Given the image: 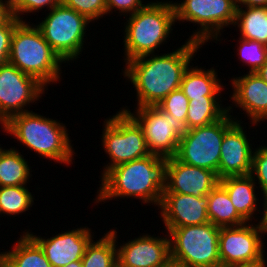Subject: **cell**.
Here are the masks:
<instances>
[{
    "label": "cell",
    "mask_w": 267,
    "mask_h": 267,
    "mask_svg": "<svg viewBox=\"0 0 267 267\" xmlns=\"http://www.w3.org/2000/svg\"><path fill=\"white\" fill-rule=\"evenodd\" d=\"M202 46L187 40L174 52L151 54V58L150 54L143 55L125 62L123 75L135 87L137 107L156 106L172 91L179 89L190 61Z\"/></svg>",
    "instance_id": "cell-1"
},
{
    "label": "cell",
    "mask_w": 267,
    "mask_h": 267,
    "mask_svg": "<svg viewBox=\"0 0 267 267\" xmlns=\"http://www.w3.org/2000/svg\"><path fill=\"white\" fill-rule=\"evenodd\" d=\"M101 177L94 203L113 198H136L159 206L166 189L167 158L150 154L109 169Z\"/></svg>",
    "instance_id": "cell-2"
},
{
    "label": "cell",
    "mask_w": 267,
    "mask_h": 267,
    "mask_svg": "<svg viewBox=\"0 0 267 267\" xmlns=\"http://www.w3.org/2000/svg\"><path fill=\"white\" fill-rule=\"evenodd\" d=\"M65 124L33 111L13 115L7 120V134L21 145L57 163L71 164L74 150Z\"/></svg>",
    "instance_id": "cell-3"
},
{
    "label": "cell",
    "mask_w": 267,
    "mask_h": 267,
    "mask_svg": "<svg viewBox=\"0 0 267 267\" xmlns=\"http://www.w3.org/2000/svg\"><path fill=\"white\" fill-rule=\"evenodd\" d=\"M25 22L21 21L15 27L8 63L48 87L51 82L60 80L61 65L65 62L46 42L41 30Z\"/></svg>",
    "instance_id": "cell-4"
},
{
    "label": "cell",
    "mask_w": 267,
    "mask_h": 267,
    "mask_svg": "<svg viewBox=\"0 0 267 267\" xmlns=\"http://www.w3.org/2000/svg\"><path fill=\"white\" fill-rule=\"evenodd\" d=\"M139 11L130 14L124 30V61L156 54L162 43L166 42L175 24V10L171 1L145 2Z\"/></svg>",
    "instance_id": "cell-5"
},
{
    "label": "cell",
    "mask_w": 267,
    "mask_h": 267,
    "mask_svg": "<svg viewBox=\"0 0 267 267\" xmlns=\"http://www.w3.org/2000/svg\"><path fill=\"white\" fill-rule=\"evenodd\" d=\"M165 229L170 239L172 265L221 267L218 249L220 227L208 222Z\"/></svg>",
    "instance_id": "cell-6"
},
{
    "label": "cell",
    "mask_w": 267,
    "mask_h": 267,
    "mask_svg": "<svg viewBox=\"0 0 267 267\" xmlns=\"http://www.w3.org/2000/svg\"><path fill=\"white\" fill-rule=\"evenodd\" d=\"M89 21L85 16L62 3L47 13L44 20L36 25L46 42L66 63L79 58L83 51Z\"/></svg>",
    "instance_id": "cell-7"
},
{
    "label": "cell",
    "mask_w": 267,
    "mask_h": 267,
    "mask_svg": "<svg viewBox=\"0 0 267 267\" xmlns=\"http://www.w3.org/2000/svg\"><path fill=\"white\" fill-rule=\"evenodd\" d=\"M231 109L228 106V113L218 121L188 129L181 136L175 157L187 165L208 169L218 175L224 133L237 119L230 115Z\"/></svg>",
    "instance_id": "cell-8"
},
{
    "label": "cell",
    "mask_w": 267,
    "mask_h": 267,
    "mask_svg": "<svg viewBox=\"0 0 267 267\" xmlns=\"http://www.w3.org/2000/svg\"><path fill=\"white\" fill-rule=\"evenodd\" d=\"M175 21L191 22L200 27L193 31L188 40L205 44L218 39L225 26L233 25L236 15V0H183L173 3Z\"/></svg>",
    "instance_id": "cell-9"
},
{
    "label": "cell",
    "mask_w": 267,
    "mask_h": 267,
    "mask_svg": "<svg viewBox=\"0 0 267 267\" xmlns=\"http://www.w3.org/2000/svg\"><path fill=\"white\" fill-rule=\"evenodd\" d=\"M102 145L110 162L103 168V176L116 165L150 155L141 127L125 111L120 110L104 121Z\"/></svg>",
    "instance_id": "cell-10"
},
{
    "label": "cell",
    "mask_w": 267,
    "mask_h": 267,
    "mask_svg": "<svg viewBox=\"0 0 267 267\" xmlns=\"http://www.w3.org/2000/svg\"><path fill=\"white\" fill-rule=\"evenodd\" d=\"M125 108L121 110L127 112L141 127L151 154L163 158L176 156L181 136L188 130L182 120L174 119L157 105L136 107L134 113Z\"/></svg>",
    "instance_id": "cell-11"
},
{
    "label": "cell",
    "mask_w": 267,
    "mask_h": 267,
    "mask_svg": "<svg viewBox=\"0 0 267 267\" xmlns=\"http://www.w3.org/2000/svg\"><path fill=\"white\" fill-rule=\"evenodd\" d=\"M264 228L257 223H245L240 226L220 227L219 258L221 267L240 264L266 262L264 257Z\"/></svg>",
    "instance_id": "cell-12"
},
{
    "label": "cell",
    "mask_w": 267,
    "mask_h": 267,
    "mask_svg": "<svg viewBox=\"0 0 267 267\" xmlns=\"http://www.w3.org/2000/svg\"><path fill=\"white\" fill-rule=\"evenodd\" d=\"M47 89L35 77L7 63L0 66V116L7 120L13 115L29 112L27 105L41 98Z\"/></svg>",
    "instance_id": "cell-13"
},
{
    "label": "cell",
    "mask_w": 267,
    "mask_h": 267,
    "mask_svg": "<svg viewBox=\"0 0 267 267\" xmlns=\"http://www.w3.org/2000/svg\"><path fill=\"white\" fill-rule=\"evenodd\" d=\"M165 235H140L117 246L118 267H170V239Z\"/></svg>",
    "instance_id": "cell-14"
},
{
    "label": "cell",
    "mask_w": 267,
    "mask_h": 267,
    "mask_svg": "<svg viewBox=\"0 0 267 267\" xmlns=\"http://www.w3.org/2000/svg\"><path fill=\"white\" fill-rule=\"evenodd\" d=\"M220 182L216 172L187 165L175 156L167 158L166 189L163 193L207 196Z\"/></svg>",
    "instance_id": "cell-15"
},
{
    "label": "cell",
    "mask_w": 267,
    "mask_h": 267,
    "mask_svg": "<svg viewBox=\"0 0 267 267\" xmlns=\"http://www.w3.org/2000/svg\"><path fill=\"white\" fill-rule=\"evenodd\" d=\"M241 123L240 120H236L224 133L218 168L220 179L251 173L254 149Z\"/></svg>",
    "instance_id": "cell-16"
},
{
    "label": "cell",
    "mask_w": 267,
    "mask_h": 267,
    "mask_svg": "<svg viewBox=\"0 0 267 267\" xmlns=\"http://www.w3.org/2000/svg\"><path fill=\"white\" fill-rule=\"evenodd\" d=\"M159 208L165 228L210 222L207 214L208 195L196 197L181 193H163Z\"/></svg>",
    "instance_id": "cell-17"
},
{
    "label": "cell",
    "mask_w": 267,
    "mask_h": 267,
    "mask_svg": "<svg viewBox=\"0 0 267 267\" xmlns=\"http://www.w3.org/2000/svg\"><path fill=\"white\" fill-rule=\"evenodd\" d=\"M76 229L62 231L47 239L27 233L40 245L52 267H64L70 262L82 260L87 245L94 238L90 228Z\"/></svg>",
    "instance_id": "cell-18"
},
{
    "label": "cell",
    "mask_w": 267,
    "mask_h": 267,
    "mask_svg": "<svg viewBox=\"0 0 267 267\" xmlns=\"http://www.w3.org/2000/svg\"><path fill=\"white\" fill-rule=\"evenodd\" d=\"M233 95L230 97L236 107H240L258 125L267 120V83L256 73H249L231 79Z\"/></svg>",
    "instance_id": "cell-19"
},
{
    "label": "cell",
    "mask_w": 267,
    "mask_h": 267,
    "mask_svg": "<svg viewBox=\"0 0 267 267\" xmlns=\"http://www.w3.org/2000/svg\"><path fill=\"white\" fill-rule=\"evenodd\" d=\"M219 184L227 191L237 212L249 223L257 210V194L253 177L249 175L226 176Z\"/></svg>",
    "instance_id": "cell-20"
},
{
    "label": "cell",
    "mask_w": 267,
    "mask_h": 267,
    "mask_svg": "<svg viewBox=\"0 0 267 267\" xmlns=\"http://www.w3.org/2000/svg\"><path fill=\"white\" fill-rule=\"evenodd\" d=\"M188 67L185 71L180 90L185 94L189 100L198 98H217L224 90L220 79L217 78L215 69L192 68Z\"/></svg>",
    "instance_id": "cell-21"
},
{
    "label": "cell",
    "mask_w": 267,
    "mask_h": 267,
    "mask_svg": "<svg viewBox=\"0 0 267 267\" xmlns=\"http://www.w3.org/2000/svg\"><path fill=\"white\" fill-rule=\"evenodd\" d=\"M12 246L13 250L1 252L2 267H52L40 245L27 232Z\"/></svg>",
    "instance_id": "cell-22"
},
{
    "label": "cell",
    "mask_w": 267,
    "mask_h": 267,
    "mask_svg": "<svg viewBox=\"0 0 267 267\" xmlns=\"http://www.w3.org/2000/svg\"><path fill=\"white\" fill-rule=\"evenodd\" d=\"M207 214L210 222L218 227L240 226L247 223L237 212L227 191L220 184L208 194Z\"/></svg>",
    "instance_id": "cell-23"
},
{
    "label": "cell",
    "mask_w": 267,
    "mask_h": 267,
    "mask_svg": "<svg viewBox=\"0 0 267 267\" xmlns=\"http://www.w3.org/2000/svg\"><path fill=\"white\" fill-rule=\"evenodd\" d=\"M235 25L241 38L267 46V7H237Z\"/></svg>",
    "instance_id": "cell-24"
},
{
    "label": "cell",
    "mask_w": 267,
    "mask_h": 267,
    "mask_svg": "<svg viewBox=\"0 0 267 267\" xmlns=\"http://www.w3.org/2000/svg\"><path fill=\"white\" fill-rule=\"evenodd\" d=\"M117 232L107 231L97 241H90L82 257L83 267H118L117 262Z\"/></svg>",
    "instance_id": "cell-25"
},
{
    "label": "cell",
    "mask_w": 267,
    "mask_h": 267,
    "mask_svg": "<svg viewBox=\"0 0 267 267\" xmlns=\"http://www.w3.org/2000/svg\"><path fill=\"white\" fill-rule=\"evenodd\" d=\"M30 169L19 150L0 148V186L26 185L32 175Z\"/></svg>",
    "instance_id": "cell-26"
},
{
    "label": "cell",
    "mask_w": 267,
    "mask_h": 267,
    "mask_svg": "<svg viewBox=\"0 0 267 267\" xmlns=\"http://www.w3.org/2000/svg\"><path fill=\"white\" fill-rule=\"evenodd\" d=\"M218 98H198L189 100L186 116L187 129L201 127L222 119L228 113ZM222 105V106H221Z\"/></svg>",
    "instance_id": "cell-27"
},
{
    "label": "cell",
    "mask_w": 267,
    "mask_h": 267,
    "mask_svg": "<svg viewBox=\"0 0 267 267\" xmlns=\"http://www.w3.org/2000/svg\"><path fill=\"white\" fill-rule=\"evenodd\" d=\"M33 199L27 185L0 186V214L15 217L29 210L34 204Z\"/></svg>",
    "instance_id": "cell-28"
},
{
    "label": "cell",
    "mask_w": 267,
    "mask_h": 267,
    "mask_svg": "<svg viewBox=\"0 0 267 267\" xmlns=\"http://www.w3.org/2000/svg\"><path fill=\"white\" fill-rule=\"evenodd\" d=\"M237 54L240 61L249 67V73H255L267 59V46L257 41L239 37Z\"/></svg>",
    "instance_id": "cell-29"
},
{
    "label": "cell",
    "mask_w": 267,
    "mask_h": 267,
    "mask_svg": "<svg viewBox=\"0 0 267 267\" xmlns=\"http://www.w3.org/2000/svg\"><path fill=\"white\" fill-rule=\"evenodd\" d=\"M61 3L85 16L91 22L108 14L106 0H61Z\"/></svg>",
    "instance_id": "cell-30"
},
{
    "label": "cell",
    "mask_w": 267,
    "mask_h": 267,
    "mask_svg": "<svg viewBox=\"0 0 267 267\" xmlns=\"http://www.w3.org/2000/svg\"><path fill=\"white\" fill-rule=\"evenodd\" d=\"M163 112L170 114L176 120L186 124L189 99L179 89L172 91L158 105Z\"/></svg>",
    "instance_id": "cell-31"
},
{
    "label": "cell",
    "mask_w": 267,
    "mask_h": 267,
    "mask_svg": "<svg viewBox=\"0 0 267 267\" xmlns=\"http://www.w3.org/2000/svg\"><path fill=\"white\" fill-rule=\"evenodd\" d=\"M250 175L258 181L262 193L267 191V146H259L253 151ZM256 176V177H255Z\"/></svg>",
    "instance_id": "cell-32"
},
{
    "label": "cell",
    "mask_w": 267,
    "mask_h": 267,
    "mask_svg": "<svg viewBox=\"0 0 267 267\" xmlns=\"http://www.w3.org/2000/svg\"><path fill=\"white\" fill-rule=\"evenodd\" d=\"M59 4H61V0H16L11 5V11L12 15H14L20 21H24L21 15H27L31 12L33 14V12H38L44 7L49 8L48 10L50 11Z\"/></svg>",
    "instance_id": "cell-33"
},
{
    "label": "cell",
    "mask_w": 267,
    "mask_h": 267,
    "mask_svg": "<svg viewBox=\"0 0 267 267\" xmlns=\"http://www.w3.org/2000/svg\"><path fill=\"white\" fill-rule=\"evenodd\" d=\"M20 22L12 15L4 24L0 25V66L8 63L12 36L15 27Z\"/></svg>",
    "instance_id": "cell-34"
},
{
    "label": "cell",
    "mask_w": 267,
    "mask_h": 267,
    "mask_svg": "<svg viewBox=\"0 0 267 267\" xmlns=\"http://www.w3.org/2000/svg\"><path fill=\"white\" fill-rule=\"evenodd\" d=\"M142 0H106L107 11L110 14L113 9L119 10V13L126 16L133 14L142 9L145 4Z\"/></svg>",
    "instance_id": "cell-35"
},
{
    "label": "cell",
    "mask_w": 267,
    "mask_h": 267,
    "mask_svg": "<svg viewBox=\"0 0 267 267\" xmlns=\"http://www.w3.org/2000/svg\"><path fill=\"white\" fill-rule=\"evenodd\" d=\"M12 16L11 5L6 0H0V25Z\"/></svg>",
    "instance_id": "cell-36"
},
{
    "label": "cell",
    "mask_w": 267,
    "mask_h": 267,
    "mask_svg": "<svg viewBox=\"0 0 267 267\" xmlns=\"http://www.w3.org/2000/svg\"><path fill=\"white\" fill-rule=\"evenodd\" d=\"M237 7H267V0H236Z\"/></svg>",
    "instance_id": "cell-37"
},
{
    "label": "cell",
    "mask_w": 267,
    "mask_h": 267,
    "mask_svg": "<svg viewBox=\"0 0 267 267\" xmlns=\"http://www.w3.org/2000/svg\"><path fill=\"white\" fill-rule=\"evenodd\" d=\"M263 211H262V217L260 218V221L258 222L263 228L264 230L267 232V191L263 193Z\"/></svg>",
    "instance_id": "cell-38"
},
{
    "label": "cell",
    "mask_w": 267,
    "mask_h": 267,
    "mask_svg": "<svg viewBox=\"0 0 267 267\" xmlns=\"http://www.w3.org/2000/svg\"><path fill=\"white\" fill-rule=\"evenodd\" d=\"M255 73L258 74L267 83V59Z\"/></svg>",
    "instance_id": "cell-39"
},
{
    "label": "cell",
    "mask_w": 267,
    "mask_h": 267,
    "mask_svg": "<svg viewBox=\"0 0 267 267\" xmlns=\"http://www.w3.org/2000/svg\"><path fill=\"white\" fill-rule=\"evenodd\" d=\"M267 262H259L254 264H240V265H229L226 267H266Z\"/></svg>",
    "instance_id": "cell-40"
},
{
    "label": "cell",
    "mask_w": 267,
    "mask_h": 267,
    "mask_svg": "<svg viewBox=\"0 0 267 267\" xmlns=\"http://www.w3.org/2000/svg\"><path fill=\"white\" fill-rule=\"evenodd\" d=\"M0 124L3 131L7 133V119L5 117L0 116Z\"/></svg>",
    "instance_id": "cell-41"
},
{
    "label": "cell",
    "mask_w": 267,
    "mask_h": 267,
    "mask_svg": "<svg viewBox=\"0 0 267 267\" xmlns=\"http://www.w3.org/2000/svg\"><path fill=\"white\" fill-rule=\"evenodd\" d=\"M64 267H83L81 260L70 262L68 265Z\"/></svg>",
    "instance_id": "cell-42"
},
{
    "label": "cell",
    "mask_w": 267,
    "mask_h": 267,
    "mask_svg": "<svg viewBox=\"0 0 267 267\" xmlns=\"http://www.w3.org/2000/svg\"><path fill=\"white\" fill-rule=\"evenodd\" d=\"M10 5H12L16 0H6Z\"/></svg>",
    "instance_id": "cell-43"
},
{
    "label": "cell",
    "mask_w": 267,
    "mask_h": 267,
    "mask_svg": "<svg viewBox=\"0 0 267 267\" xmlns=\"http://www.w3.org/2000/svg\"><path fill=\"white\" fill-rule=\"evenodd\" d=\"M0 267H2V256H1V252H0Z\"/></svg>",
    "instance_id": "cell-44"
}]
</instances>
